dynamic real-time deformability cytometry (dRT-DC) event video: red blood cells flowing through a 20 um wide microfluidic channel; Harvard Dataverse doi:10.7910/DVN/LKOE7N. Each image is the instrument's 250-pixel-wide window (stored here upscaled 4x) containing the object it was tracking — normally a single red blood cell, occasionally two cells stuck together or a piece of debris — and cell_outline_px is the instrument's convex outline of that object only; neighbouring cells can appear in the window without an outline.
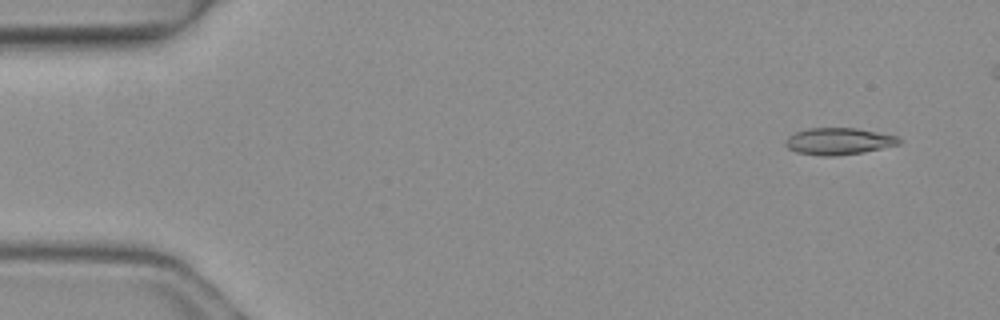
{"species": "common noctule bat (a hibernating species)", "species_latin": "Nyctalus noctula", "temperature_condition": "warm", "stored_images_in_passage": 5, "camera_frame_rate_fps": 3000, "um_per_image_px": 0.085, "animal": {"sex": "female", "body_mass_g": 19.3, "forearm_length_mm": 54.1}, "frame": {"image": 1, "passage_image": 1, "time_ms": 0.0, "image_size_px": [1000, 320], "cell_outline_px": [[904, 140], [900, 144], [860, 152], [832, 156], [820, 156], [796, 152], [788, 148], [784, 144], [784, 140], [788, 136], [796, 132], [808, 128], [856, 128], [896, 136]], "centroid_in_image_um": [71.24, 12.0], "position_along_channel_um": 13.8, "area_um2": 17.63}}
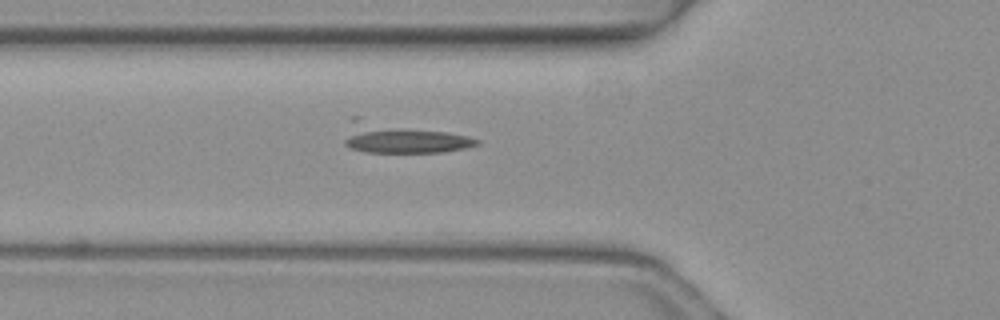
{"frame": {"image": 2, "passage_image": 5, "time_ms": 1.333, "image_size_px": [1000, 320], "cell_outline_px": [[480, 144], [464, 148], [444, 152], [364, 152], [348, 148], [344, 144], [344, 140], [352, 116], [360, 116], [448, 132], [468, 136], [480, 140]], "centroid_in_image_um": [34.09, 11.7], "position_along_channel_um": 91.7, "area_um2": 23.7}}